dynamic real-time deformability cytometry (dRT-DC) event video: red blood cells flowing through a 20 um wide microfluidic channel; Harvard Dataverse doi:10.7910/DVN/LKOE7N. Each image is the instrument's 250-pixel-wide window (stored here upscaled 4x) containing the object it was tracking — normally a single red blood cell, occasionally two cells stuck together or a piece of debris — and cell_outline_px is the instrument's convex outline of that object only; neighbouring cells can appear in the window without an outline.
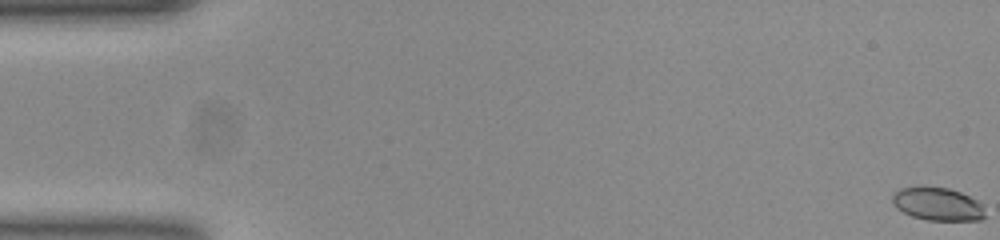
{"species": "common noctule bat (a hibernating species)", "species_latin": "Nyctalus noctula", "temperature_condition": "room temperature", "stored_images_in_passage": 54, "camera_frame_rate_fps": 3000, "um_per_image_px": 0.085, "animal": {"sex": "female", "body_mass_g": 23.0, "forearm_length_mm": 53.4}, "frame": {"image": 1, "passage_image": 1, "time_ms": 0.0, "image_size_px": [1000, 240], "cell_outline_px": [[984, 216], [980, 220], [928, 220], [912, 216], [896, 208], [892, 200], [892, 196], [900, 188], [920, 184], [924, 184], [948, 188], [960, 192], [984, 204]], "centroid_in_image_um": [79.67, 17.3], "position_along_channel_um": 5.3, "area_um2": 18.21}}
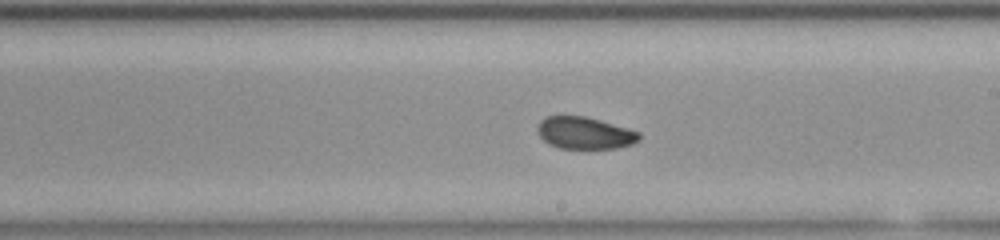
{"frame": {"image": 2, "passage_image": 31, "time_ms": 10.0, "image_size_px": [1000, 240], "cell_outline_px": [[640, 140], [632, 144], [616, 148], [560, 148], [548, 144], [536, 132], [536, 128], [540, 120], [544, 116], [584, 116], [600, 120], [628, 128], [640, 132]], "centroid_in_image_um": [49.68, 11.3], "position_along_channel_um": 239.3, "area_um2": 19.07}}
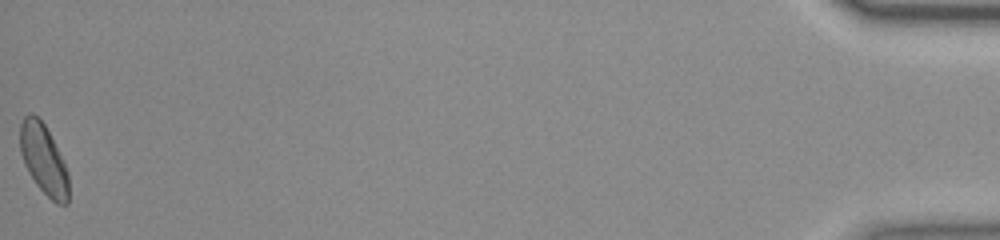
{"frame": {"image": 3, "passage_image": 54, "time_ms": 17.667, "image_size_px": [1000, 240], "cell_outline_px": [[68, 204], [56, 204], [36, 184], [28, 172], [24, 164], [20, 152], [20, 124], [24, 116], [28, 112], [32, 112], [44, 124], [68, 172]], "centroid_in_image_um": [3.68, 13.55], "position_along_channel_um": 431.5, "area_um2": 19.54}, "authors_computed_cell_mechanics": {"area_um2": 19.3919, "velocity_mm_per_s": 3.8672, "shape_relaxation_time_tau1_ms": null, "shape_relaxation_time_tau2_ms": 2.2594, "deformation_change_tau1": null, "deformation_change_tau2": 0.0681}}